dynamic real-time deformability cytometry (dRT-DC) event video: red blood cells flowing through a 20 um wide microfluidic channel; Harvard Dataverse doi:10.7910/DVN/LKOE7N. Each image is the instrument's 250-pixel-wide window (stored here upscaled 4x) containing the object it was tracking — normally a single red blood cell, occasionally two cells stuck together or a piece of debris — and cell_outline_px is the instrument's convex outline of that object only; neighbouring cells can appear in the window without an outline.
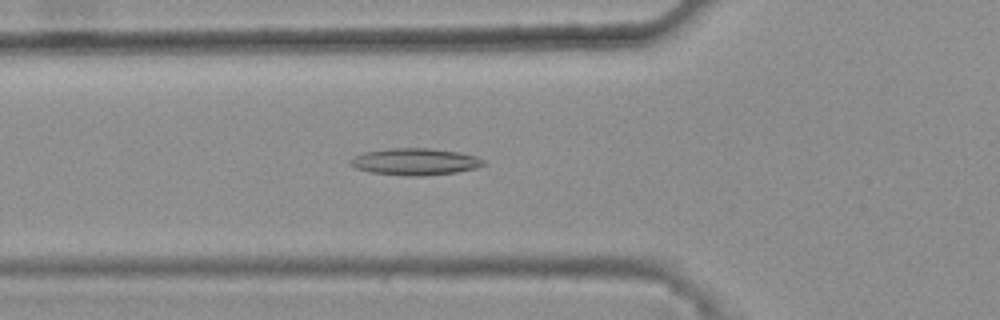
{"species": "common noctule bat (a hibernating species)", "species_latin": "Nyctalus noctula", "temperature_condition": "warm", "stored_images_in_passage": 37, "camera_frame_rate_fps": 3000, "um_per_image_px": 0.085, "animal": {"sex": "female", "body_mass_g": 25.1}, "frame": {"image": 1, "passage_image": 10, "time_ms": 3.0, "image_size_px": [1000, 320], "cell_outline_px": [[484, 164], [476, 168], [456, 172], [424, 176], [408, 176], [372, 172], [356, 168], [348, 164], [348, 160], [364, 152], [388, 148], [428, 148], [460, 152], [476, 156], [484, 160]], "centroid_in_image_um": [35.27, 13.74], "position_along_channel_um": 90.5, "area_um2": 20.81}}
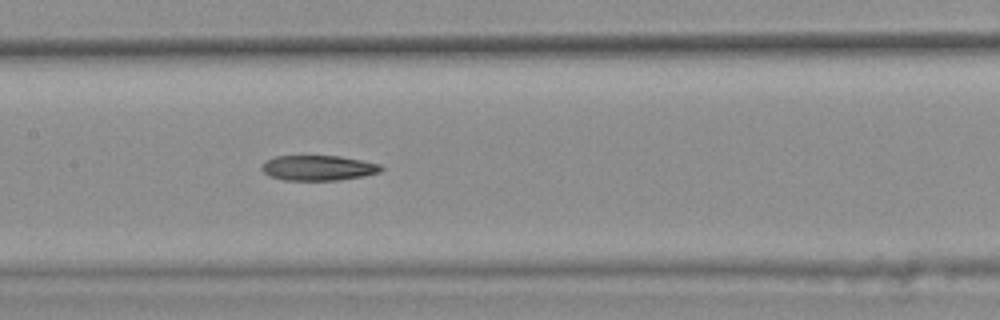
{"frame": {"image": 2, "passage_image": 17, "time_ms": 5.333, "image_size_px": [1000, 320], "cell_outline_px": [[384, 168], [380, 172], [364, 176], [340, 180], [284, 180], [272, 176], [264, 172], [260, 168], [260, 164], [264, 160], [276, 156], [340, 156], [364, 160], [380, 164]], "centroid_in_image_um": [27.06, 14.26], "position_along_channel_um": 180.3, "area_um2": 17.69}}
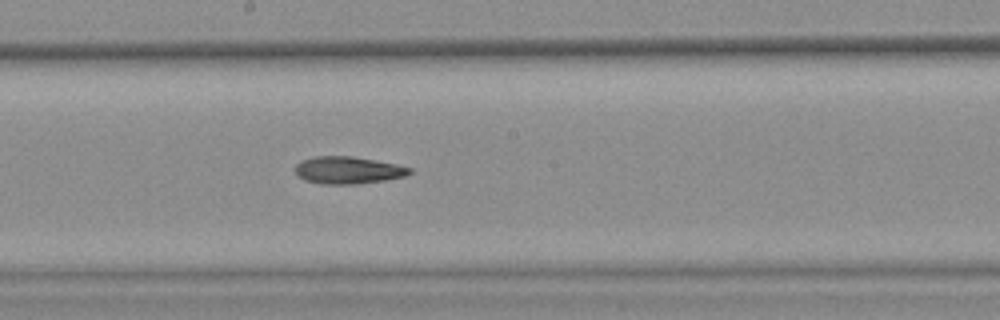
{"frame": {"image": 3, "passage_image": 20, "time_ms": 6.333, "image_size_px": [1000, 320], "cell_outline_px": [[412, 172], [404, 176], [384, 180], [356, 184], [320, 184], [304, 180], [296, 176], [296, 164], [300, 160], [312, 156], [352, 156], [376, 160], [396, 164], [412, 168]], "centroid_in_image_um": [29.53, 14.46], "position_along_channel_um": 218.7, "area_um2": 18.32}}